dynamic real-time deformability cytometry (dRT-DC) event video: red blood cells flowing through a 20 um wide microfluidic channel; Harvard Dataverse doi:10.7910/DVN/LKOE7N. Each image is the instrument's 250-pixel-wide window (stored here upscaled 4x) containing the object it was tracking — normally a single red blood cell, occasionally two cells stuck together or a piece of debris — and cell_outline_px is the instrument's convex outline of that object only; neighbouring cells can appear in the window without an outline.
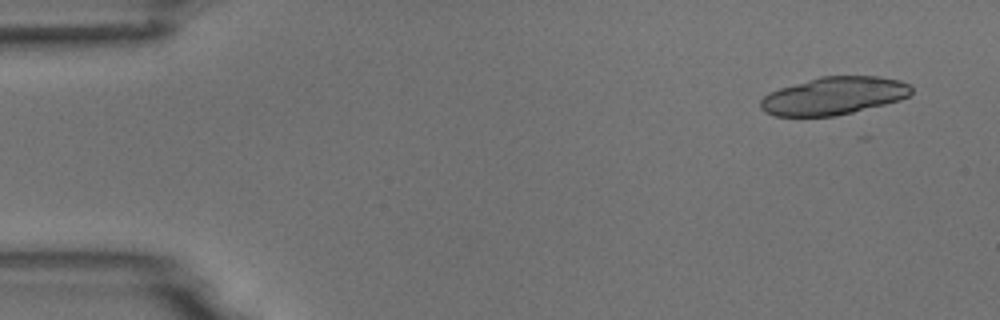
{"species": "common noctule bat (a hibernating species)", "species_latin": "Nyctalus noctula", "temperature_condition": "room temperature", "stored_images_in_passage": 8, "camera_frame_rate_fps": 3000, "um_per_image_px": 0.085, "animal": {"sex": "male", "body_mass_g": 18.8}, "frame": {"image": 1, "passage_image": 1, "time_ms": 0.0, "image_size_px": [1000, 320], "cell_outline_px": [[912, 92], [908, 96], [900, 100], [836, 116], [776, 116], [764, 112], [760, 108], [760, 100], [768, 92], [780, 88], [820, 76], [880, 76], [900, 80], [908, 84], [912, 88]], "centroid_in_image_um": [70.86, 8.14], "position_along_channel_um": 14.1, "area_um2": 33.18}}
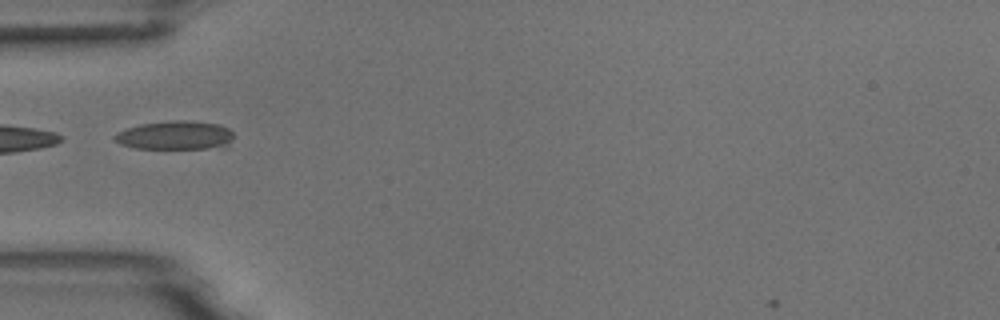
{"frame": {"image": 2, "passage_image": 5, "time_ms": 1.333, "image_size_px": [1000, 320], "cell_outline_px": [[236, 136], [228, 148], [136, 148], [120, 144], [112, 136], [116, 132], [140, 124], [172, 120], [184, 120], [220, 124], [228, 128]], "centroid_in_image_um": [14.97, 11.5], "position_along_channel_um": 70.0, "area_um2": 20.23}}